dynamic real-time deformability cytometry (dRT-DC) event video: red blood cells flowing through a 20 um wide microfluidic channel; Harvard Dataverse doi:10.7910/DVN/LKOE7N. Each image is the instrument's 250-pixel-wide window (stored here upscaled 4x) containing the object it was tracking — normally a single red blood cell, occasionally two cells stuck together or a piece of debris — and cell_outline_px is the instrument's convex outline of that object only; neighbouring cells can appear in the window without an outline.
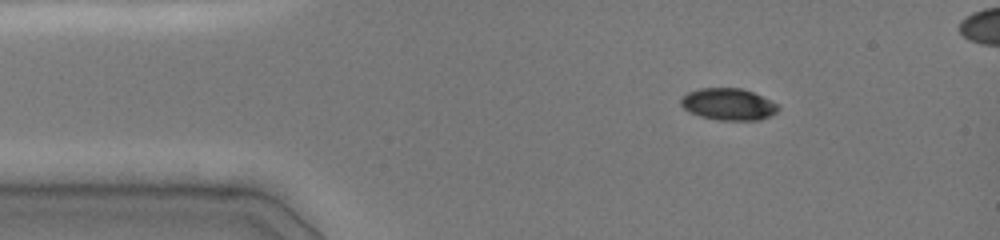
{"species": "common noctule bat (a hibernating species)", "species_latin": "Nyctalus noctula", "temperature_condition": "cold", "stored_images_in_passage": 40, "camera_frame_rate_fps": 3000, "um_per_image_px": 0.085, "animal": {"sex": "female", "body_mass_g": 19.0, "forearm_length_mm": 51.5}, "frame": {"image": 1, "passage_image": 1, "time_ms": 0.0, "image_size_px": [1000, 240], "cell_outline_px": [[780, 108], [776, 112], [760, 120], [716, 120], [700, 116], [688, 112], [680, 104], [680, 96], [688, 92], [700, 88], [740, 88], [752, 92], [776, 104]], "centroid_in_image_um": [61.84, 8.86], "position_along_channel_um": 23.2, "area_um2": 17.98}}
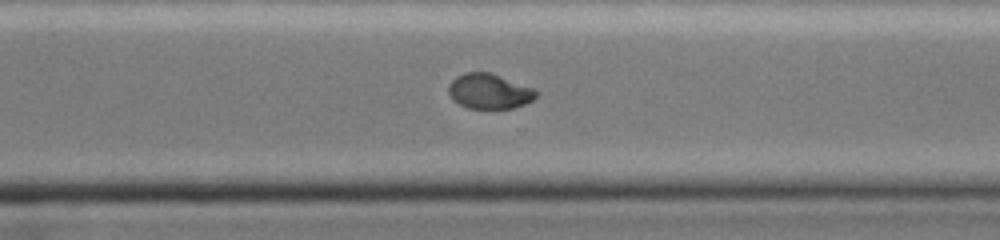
{"frame": {"image": 2, "passage_image": 28, "time_ms": 9.0, "image_size_px": [1000, 240], "cell_outline_px": [[540, 92], [532, 100], [524, 104], [512, 108], [468, 108], [460, 104], [448, 92], [448, 84], [456, 76], [464, 72], [488, 72], [536, 88]], "centroid_in_image_um": [41.62, 7.74], "position_along_channel_um": 329.0, "area_um2": 17.86}}
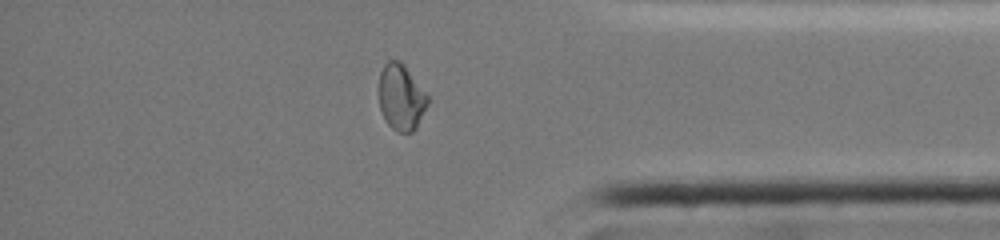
{"frame": {"image": 3, "passage_image": 34, "time_ms": 11.0, "image_size_px": [1000, 240], "cell_outline_px": [[428, 104], [416, 128], [412, 132], [396, 132], [384, 120], [380, 108], [380, 72], [384, 64], [388, 60], [400, 60], [404, 64], [428, 96]], "centroid_in_image_um": [34.09, 8.27], "position_along_channel_um": 401.1, "area_um2": 18.67}}